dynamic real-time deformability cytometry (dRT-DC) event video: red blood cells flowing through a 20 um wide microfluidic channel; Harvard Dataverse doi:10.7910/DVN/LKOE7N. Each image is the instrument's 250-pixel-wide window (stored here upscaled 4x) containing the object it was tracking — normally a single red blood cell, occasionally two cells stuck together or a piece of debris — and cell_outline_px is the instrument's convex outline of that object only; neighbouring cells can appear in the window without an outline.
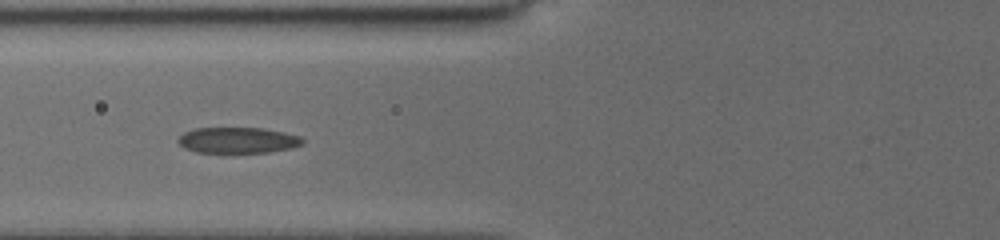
{"species": "common noctule bat (a hibernating species)", "species_latin": "Nyctalus noctula", "temperature_condition": "cold", "stored_images_in_passage": 17, "camera_frame_rate_fps": 3000, "um_per_image_px": 0.085, "animal": {"sex": "female", "body_mass_g": 19.5, "forearm_length_mm": 54.1}, "frame": {"image": 1, "passage_image": 10, "time_ms": 1.333, "image_size_px": [1000, 240], "cell_outline_px": [[304, 144], [292, 148], [268, 152], [224, 156], [220, 156], [196, 152], [184, 148], [176, 140], [184, 132], [196, 128], [260, 128], [284, 132], [300, 136], [304, 140]], "centroid_in_image_um": [20.18, 11.98], "position_along_channel_um": 105.6, "area_um2": 19.83}}